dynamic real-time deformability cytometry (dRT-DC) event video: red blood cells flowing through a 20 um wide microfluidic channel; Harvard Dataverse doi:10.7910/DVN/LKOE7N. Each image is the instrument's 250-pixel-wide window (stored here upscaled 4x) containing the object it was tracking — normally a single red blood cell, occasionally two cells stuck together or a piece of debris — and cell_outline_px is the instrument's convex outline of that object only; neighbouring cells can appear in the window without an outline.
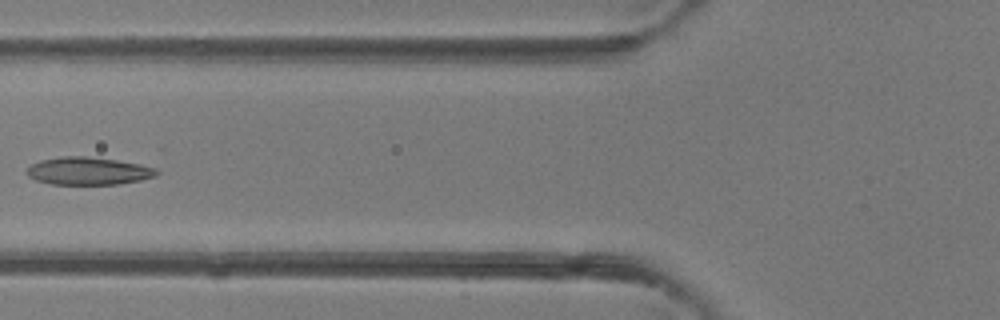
{"species": "common noctule bat (a hibernating species)", "species_latin": "Nyctalus noctula", "temperature_condition": "room temperature", "stored_images_in_passage": 6, "camera_frame_rate_fps": 3000, "um_per_image_px": 0.085, "animal": {"sex": "female"}, "frame": {"image": 1, "passage_image": 6, "time_ms": 5.667, "image_size_px": [1000, 320], "cell_outline_px": [[160, 172], [156, 176], [140, 180], [116, 184], [52, 184], [36, 180], [28, 176], [28, 168], [32, 164], [40, 160], [60, 156], [88, 156], [116, 160], [140, 164], [156, 168]], "centroid_in_image_um": [7.52, 14.52], "position_along_channel_um": 118.3, "area_um2": 20.87}}